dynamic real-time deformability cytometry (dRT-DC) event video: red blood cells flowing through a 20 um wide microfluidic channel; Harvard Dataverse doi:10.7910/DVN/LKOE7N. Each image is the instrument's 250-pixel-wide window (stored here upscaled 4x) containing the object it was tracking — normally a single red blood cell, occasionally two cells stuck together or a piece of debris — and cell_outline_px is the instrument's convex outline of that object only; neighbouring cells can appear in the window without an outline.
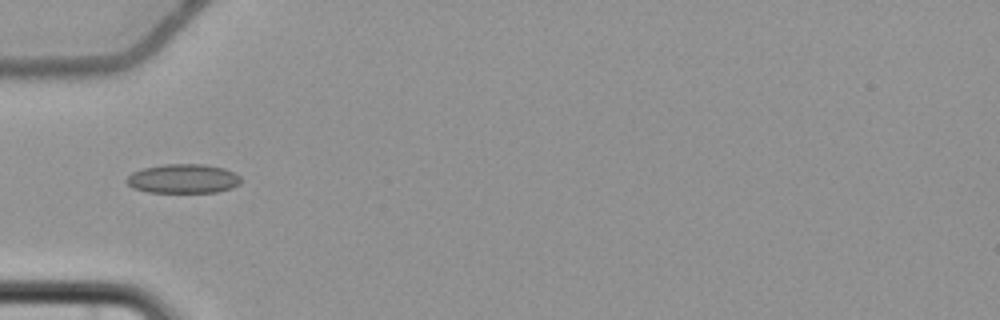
{"species": "common noctule bat (a hibernating species)", "species_latin": "Nyctalus noctula", "temperature_condition": "cold", "stored_images_in_passage": 3, "camera_frame_rate_fps": 3000, "um_per_image_px": 0.085, "animal": {"sex": "female", "body_mass_g": 22.7, "forearm_length_mm": 54.2}, "frame": {"image": 1, "passage_image": 1, "time_ms": 0.0, "image_size_px": [1000, 320], "cell_outline_px": [[240, 184], [232, 188], [216, 192], [148, 192], [132, 188], [124, 180], [132, 172], [144, 168], [164, 164], [204, 164], [224, 168], [240, 176]], "centroid_in_image_um": [15.55, 15.19], "position_along_channel_um": 69.4, "area_um2": 19.48}}
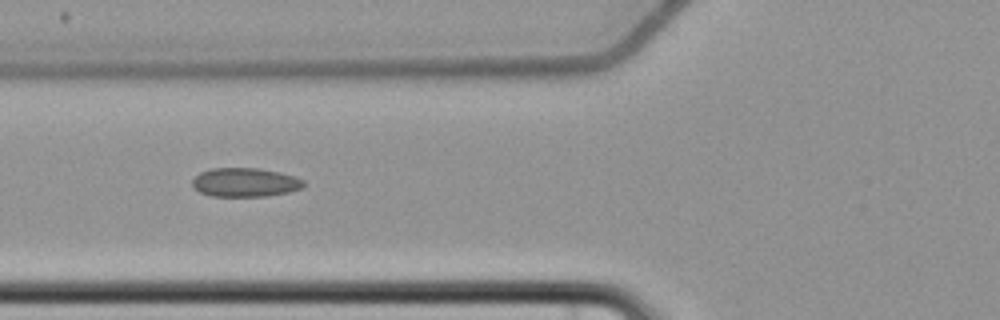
{"frame": {"image": 2, "passage_image": 2, "time_ms": 1.0, "image_size_px": [1000, 320], "cell_outline_px": [[304, 188], [288, 192], [268, 196], [212, 196], [200, 192], [192, 188], [192, 180], [200, 172], [212, 168], [260, 168], [280, 172], [304, 180]], "centroid_in_image_um": [20.82, 15.5], "position_along_channel_um": 105.0, "area_um2": 18.84}}
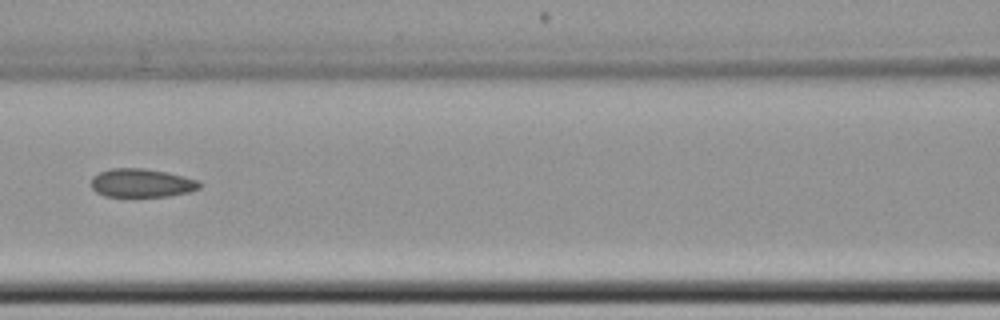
{"frame": {"image": 3, "passage_image": 3, "time_ms": 2.333, "image_size_px": [1000, 320], "cell_outline_px": [[204, 184], [200, 188], [188, 192], [168, 196], [104, 196], [96, 192], [92, 188], [92, 176], [100, 172], [112, 168], [144, 168], [168, 172], [200, 180]], "centroid_in_image_um": [12.08, 15.54], "position_along_channel_um": 154.5, "area_um2": 18.15}}